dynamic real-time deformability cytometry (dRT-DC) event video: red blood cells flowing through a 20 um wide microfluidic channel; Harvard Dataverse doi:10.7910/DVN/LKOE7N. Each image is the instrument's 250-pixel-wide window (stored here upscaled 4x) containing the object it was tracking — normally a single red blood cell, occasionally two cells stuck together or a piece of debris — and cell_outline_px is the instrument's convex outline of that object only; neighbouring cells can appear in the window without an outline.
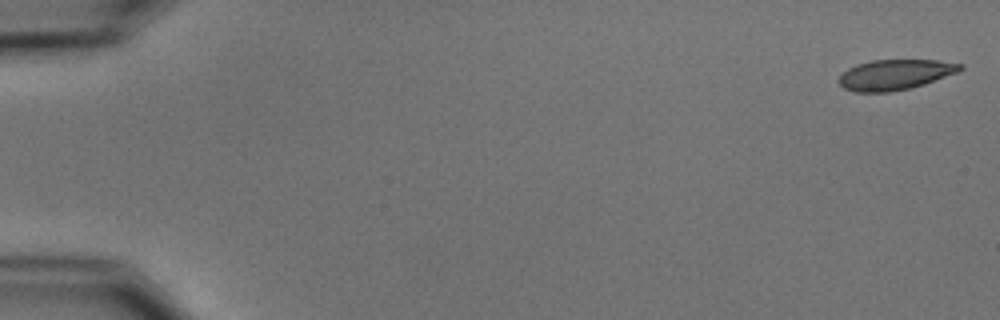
{"species": "common noctule bat (a hibernating species)", "species_latin": "Nyctalus noctula", "temperature_condition": "cold", "stored_images_in_passage": 54, "camera_frame_rate_fps": 3000, "um_per_image_px": 0.085, "animal": {"sex": "male", "body_mass_g": 15.6}, "frame": {"image": 1, "passage_image": 1, "time_ms": 0.0, "image_size_px": [1000, 320], "cell_outline_px": [[964, 68], [956, 72], [924, 84], [908, 88], [888, 92], [856, 92], [844, 88], [836, 80], [848, 68], [856, 64], [872, 60], [936, 60], [964, 64]], "centroid_in_image_um": [76.05, 6.34], "position_along_channel_um": 9.0, "area_um2": 21.27}}
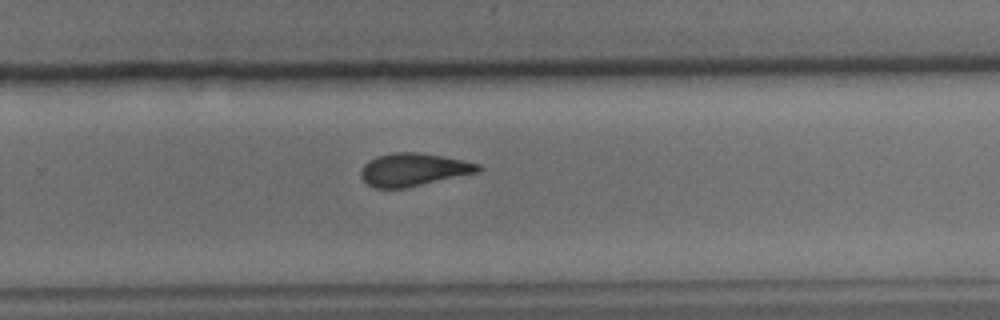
{"frame": {"image": 2, "passage_image": 36, "time_ms": 11.667, "image_size_px": [1000, 320], "cell_outline_px": [[484, 168], [480, 172], [404, 188], [376, 188], [368, 184], [360, 176], [360, 172], [364, 164], [368, 160], [376, 156], [392, 152], [416, 152], [440, 156], [480, 164]], "centroid_in_image_um": [35.13, 14.41], "position_along_channel_um": 294.7, "area_um2": 22.37}}
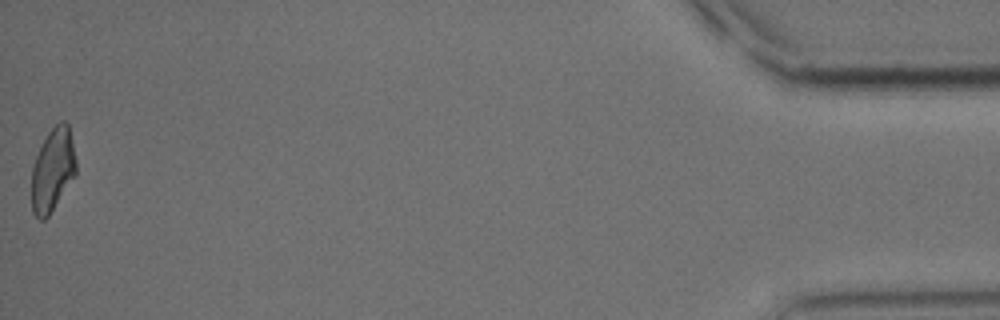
{"frame": {"image": 3, "passage_image": 54, "time_ms": 17.667, "image_size_px": [1000, 320], "cell_outline_px": [[76, 176], [48, 216], [44, 220], [40, 220], [32, 212], [32, 164], [48, 132], [60, 120], [64, 120], [68, 124], [76, 160]], "centroid_in_image_um": [4.49, 14.45], "position_along_channel_um": 430.7, "area_um2": 21.56}, "authors_computed_cell_mechanics": {"area_um2": 22.6287, "velocity_mm_per_s": 3.7268, "shape_relaxation_time_tau1_ms": 4.5802, "shape_relaxation_time_tau2_ms": 2.7143, "deformation_change_tau1": 0.1323, "deformation_change_tau2": 0.0844}}